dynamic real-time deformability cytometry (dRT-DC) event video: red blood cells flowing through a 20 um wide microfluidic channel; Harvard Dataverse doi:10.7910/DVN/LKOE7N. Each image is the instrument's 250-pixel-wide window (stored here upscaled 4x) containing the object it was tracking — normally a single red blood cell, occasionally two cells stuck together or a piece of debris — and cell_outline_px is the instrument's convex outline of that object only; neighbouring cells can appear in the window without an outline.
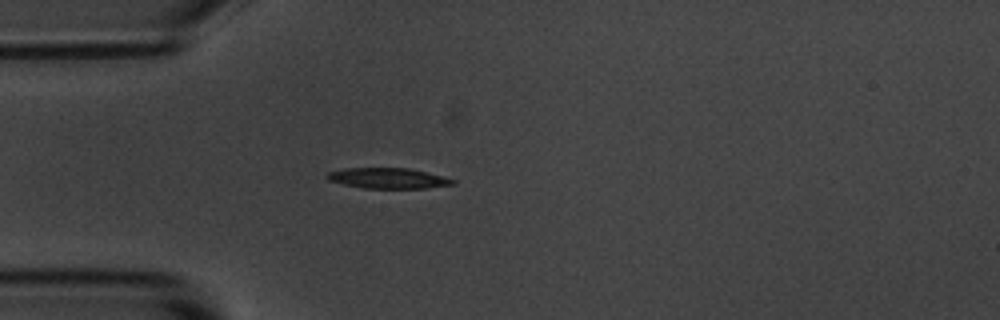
{"species": "common noctule bat (a hibernating species)", "species_latin": "Nyctalus noctula", "temperature_condition": "room temperature", "stored_images_in_passage": 4, "camera_frame_rate_fps": 3000, "um_per_image_px": 0.085, "animal": {"sex": "male", "body_mass_g": 20.1, "forearm_length_mm": 53.5}, "frame": {"image": 1, "passage_image": 4, "time_ms": 1.0, "image_size_px": [1000, 320], "cell_outline_px": [[456, 184], [424, 188], [364, 188], [344, 184], [328, 180], [324, 176], [328, 172], [344, 168], [408, 168], [444, 176], [456, 180]], "centroid_in_image_um": [32.98, 15.14], "position_along_channel_um": 52.0, "area_um2": 15.03}}